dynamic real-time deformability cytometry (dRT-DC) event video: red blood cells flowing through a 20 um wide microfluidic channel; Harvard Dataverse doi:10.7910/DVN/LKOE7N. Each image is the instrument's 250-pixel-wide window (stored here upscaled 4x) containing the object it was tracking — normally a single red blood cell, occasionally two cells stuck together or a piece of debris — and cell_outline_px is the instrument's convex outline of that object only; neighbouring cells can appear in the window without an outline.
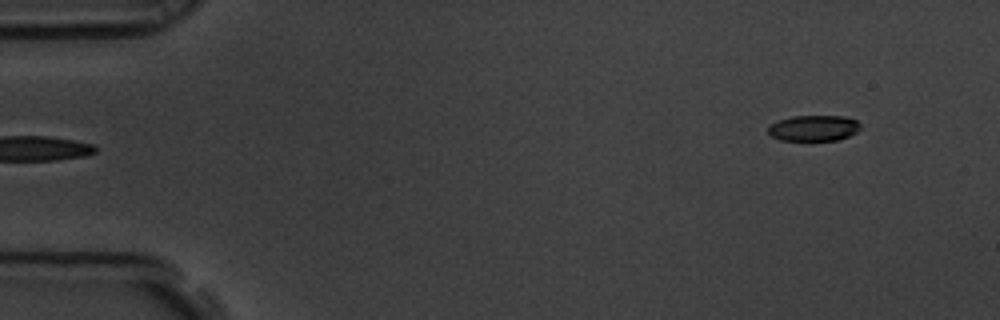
{"species": "common noctule bat (a hibernating species)", "species_latin": "Nyctalus noctula", "temperature_condition": "room temperature", "stored_images_in_passage": 6, "segment_of_instrument_passage": [2, 2], "camera_frame_rate_fps": 3000, "um_per_image_px": 0.085, "animal": {"sex": "male", "body_mass_g": 19.5, "forearm_length_mm": 54.6}, "frame": {"image": 1, "passage_image": 6, "time_ms": 1.667, "image_size_px": [1000, 320], "cell_outline_px": [[860, 128], [856, 132], [840, 140], [780, 140], [772, 136], [768, 132], [768, 128], [776, 120], [792, 116], [844, 116], [856, 120], [860, 124]], "centroid_in_image_um": [69.16, 10.88], "position_along_channel_um": 15.8, "area_um2": 13.87}}